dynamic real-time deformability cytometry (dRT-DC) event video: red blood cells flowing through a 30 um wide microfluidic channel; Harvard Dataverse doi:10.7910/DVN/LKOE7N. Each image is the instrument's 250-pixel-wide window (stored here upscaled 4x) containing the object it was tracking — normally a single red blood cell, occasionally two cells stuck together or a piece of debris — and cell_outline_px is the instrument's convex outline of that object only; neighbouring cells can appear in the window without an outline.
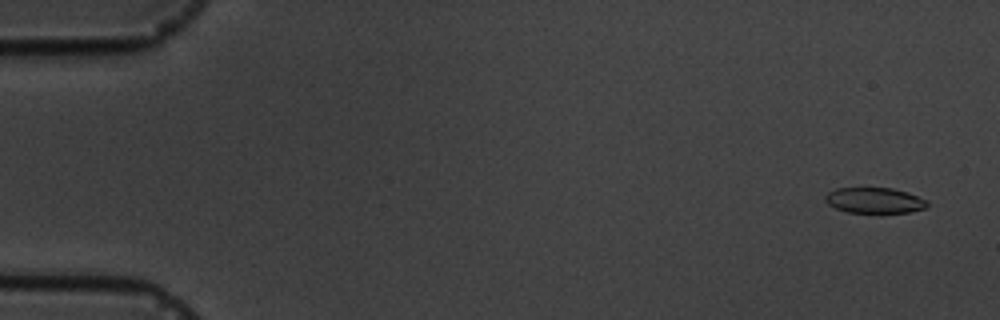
{"species": "common noctule bat (a hibernating species)", "species_latin": "Nyctalus noctula", "temperature_condition": "cold", "stored_images_in_passage": 5, "camera_frame_rate_fps": 3000, "um_per_image_px": 0.085, "animal": {"sex": "male", "body_mass_g": 19.5, "forearm_length_mm": 54.6}, "frame": {"image": 1, "passage_image": 1, "time_ms": 0.0, "image_size_px": [1000, 320], "cell_outline_px": [[928, 204], [924, 208], [908, 212], [848, 212], [836, 208], [828, 204], [824, 200], [824, 196], [828, 192], [836, 188], [892, 188], [908, 192], [928, 200]], "centroid_in_image_um": [74.32, 17.02], "position_along_channel_um": 10.7, "area_um2": 15.14}}
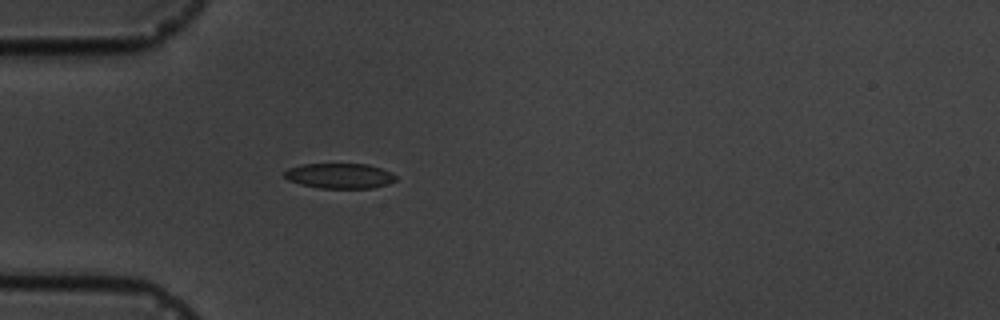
{"frame": {"image": 2, "passage_image": 5, "time_ms": 4.667, "image_size_px": [1000, 320], "cell_outline_px": [[396, 180], [372, 188], [320, 188], [300, 184], [288, 180], [284, 176], [284, 172], [288, 168], [300, 164], [368, 164], [392, 172], [396, 176]], "centroid_in_image_um": [28.84, 14.94], "position_along_channel_um": 56.2, "area_um2": 16.3}}